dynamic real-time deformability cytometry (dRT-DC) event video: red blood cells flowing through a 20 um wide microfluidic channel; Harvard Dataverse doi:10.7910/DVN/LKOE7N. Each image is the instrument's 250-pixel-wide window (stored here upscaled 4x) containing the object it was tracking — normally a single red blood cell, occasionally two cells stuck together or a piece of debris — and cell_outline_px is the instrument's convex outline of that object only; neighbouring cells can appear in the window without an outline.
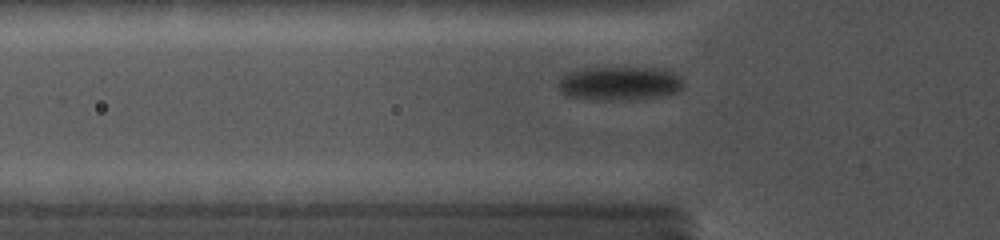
{"species": "common noctule bat (a hibernating species)", "species_latin": "Nyctalus noctula", "temperature_condition": "cold", "stored_images_in_passage": 10, "camera_frame_rate_fps": 5000, "um_per_image_px": 0.085, "animal": {"sex": "female", "body_mass_g": 19.0, "forearm_length_mm": 56.7}, "frame": {"image": 1, "passage_image": 5, "time_ms": 2.0, "image_size_px": [1000, 240], "cell_outline_px": [[684, 88], [676, 92], [664, 96], [636, 100], [596, 100], [568, 96], [560, 92], [556, 84], [560, 76], [564, 72], [596, 64], [664, 68], [680, 76], [684, 80]], "centroid_in_image_um": [52.62, 7.03], "position_along_channel_um": 73.2, "area_um2": 26.7}}